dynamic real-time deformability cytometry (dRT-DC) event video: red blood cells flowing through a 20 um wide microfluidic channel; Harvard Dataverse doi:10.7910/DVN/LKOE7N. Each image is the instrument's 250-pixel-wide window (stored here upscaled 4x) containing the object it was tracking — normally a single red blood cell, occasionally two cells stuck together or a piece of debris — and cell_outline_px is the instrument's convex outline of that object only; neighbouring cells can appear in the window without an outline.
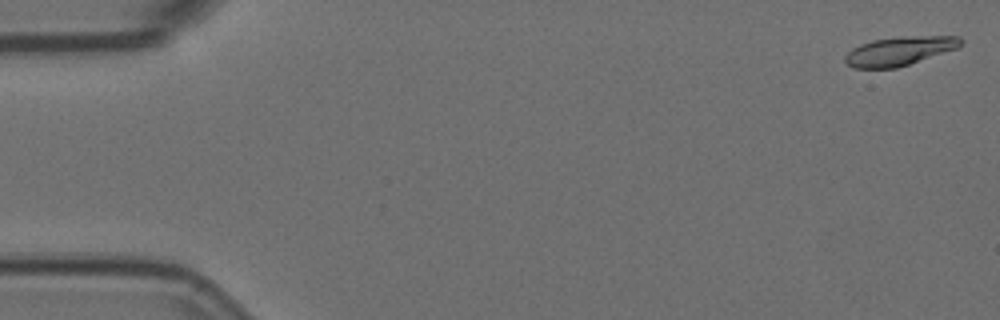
{"species": "Egyptian fruit bat (a non-hibernating species)", "species_latin": "Rousettus aegyptiacus", "temperature_condition": "room temperature", "stored_images_in_passage": 3, "camera_frame_rate_fps": 3000, "um_per_image_px": 0.085, "animal": {"sex": "female"}, "frame": {"image": 1, "passage_image": 1, "time_ms": 0.0, "image_size_px": [1000, 320], "cell_outline_px": [[964, 44], [956, 48], [896, 68], [856, 68], [848, 64], [844, 60], [844, 56], [852, 48], [860, 44], [872, 40], [900, 36], [960, 36], [964, 40]], "centroid_in_image_um": [76.45, 4.32], "position_along_channel_um": 8.5, "area_um2": 19.36}}